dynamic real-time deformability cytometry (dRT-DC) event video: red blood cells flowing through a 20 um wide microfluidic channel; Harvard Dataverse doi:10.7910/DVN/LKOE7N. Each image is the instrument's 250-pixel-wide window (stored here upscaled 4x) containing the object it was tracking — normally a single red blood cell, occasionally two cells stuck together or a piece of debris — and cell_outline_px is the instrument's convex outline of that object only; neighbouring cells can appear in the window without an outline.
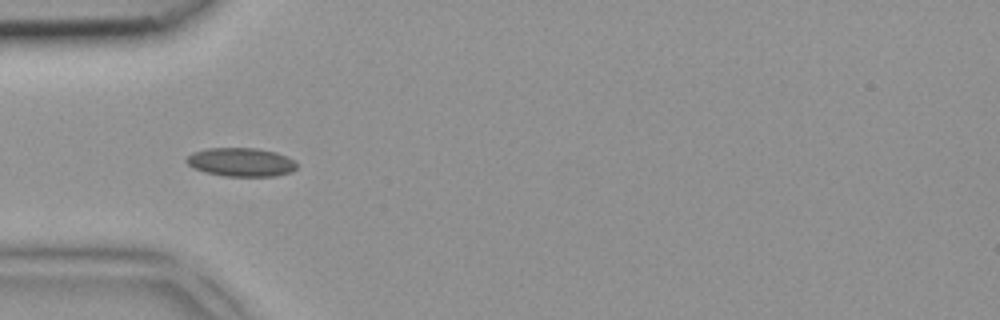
{"species": "common noctule bat (a hibernating species)", "species_latin": "Nyctalus noctula", "temperature_condition": "room temperature", "stored_images_in_passage": 4, "camera_frame_rate_fps": 3000, "um_per_image_px": 0.085, "animal": {"sex": "female", "body_mass_g": 18.4}, "frame": {"image": 1, "passage_image": 4, "time_ms": 1.0, "image_size_px": [1000, 320], "cell_outline_px": [[296, 168], [292, 172], [276, 176], [224, 176], [204, 172], [192, 168], [184, 160], [192, 152], [208, 148], [256, 148], [276, 152], [292, 160], [296, 164]], "centroid_in_image_um": [20.44, 13.79], "position_along_channel_um": 64.6, "area_um2": 18.44}}